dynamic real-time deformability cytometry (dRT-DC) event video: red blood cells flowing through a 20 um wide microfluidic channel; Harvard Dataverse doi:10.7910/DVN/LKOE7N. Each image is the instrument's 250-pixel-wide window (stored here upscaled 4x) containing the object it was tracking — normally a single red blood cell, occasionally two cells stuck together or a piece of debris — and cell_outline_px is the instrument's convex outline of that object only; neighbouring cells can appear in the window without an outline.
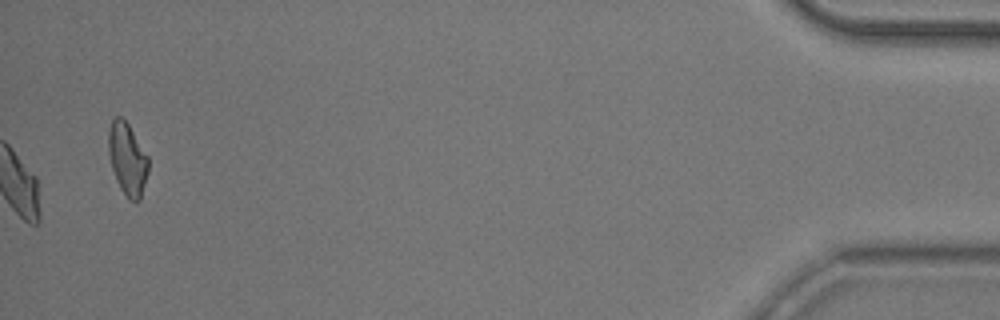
{"species": "common noctule bat (a hibernating species)", "species_latin": "Nyctalus noctula", "temperature_condition": "room temperature", "stored_images_in_passage": 37, "camera_frame_rate_fps": 3000, "um_per_image_px": 0.085, "animal": {"sex": "male", "body_mass_g": 20.5, "forearm_length_mm": 52.5}, "frame": {"image": 1, "passage_image": 37, "time_ms": 12.0, "image_size_px": [1000, 320], "cell_outline_px": [[148, 172], [140, 200], [136, 204], [128, 200], [120, 188], [116, 180], [112, 168], [108, 152], [108, 128], [112, 120], [116, 116], [120, 116], [128, 124], [148, 156]], "centroid_in_image_um": [10.82, 13.55], "position_along_channel_um": 424.4, "area_um2": 16.94}, "authors_computed_cell_mechanics": {"area_um2": 18.5538, "velocity_mm_per_s": 3.8807, "shape_relaxation_time_tau1_ms": 4.6488, "shape_relaxation_time_tau2_ms": 2.0972, "deformation_change_tau1": 0.1088, "deformation_change_tau2": 0.0624}}